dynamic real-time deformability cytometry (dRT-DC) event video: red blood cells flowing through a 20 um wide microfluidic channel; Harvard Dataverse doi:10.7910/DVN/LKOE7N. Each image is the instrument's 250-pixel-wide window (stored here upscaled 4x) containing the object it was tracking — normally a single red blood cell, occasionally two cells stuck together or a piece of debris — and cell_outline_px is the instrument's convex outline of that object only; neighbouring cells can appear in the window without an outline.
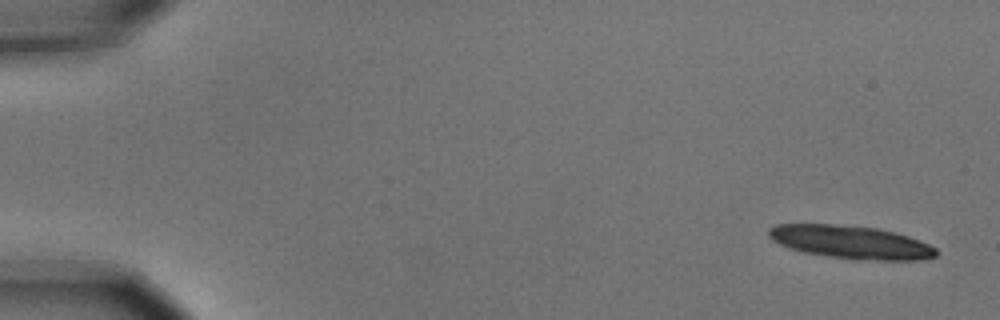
{"species": "common noctule bat (a hibernating species)", "species_latin": "Nyctalus noctula", "temperature_condition": "cold", "stored_images_in_passage": 6, "camera_frame_rate_fps": 3000, "um_per_image_px": 0.085, "animal": {"sex": "male", "body_mass_g": 15.6}, "frame": {"image": 1, "passage_image": 1, "time_ms": 0.0, "image_size_px": [1000, 320], "cell_outline_px": [[936, 256], [920, 260], [856, 260], [828, 256], [804, 252], [780, 244], [772, 240], [768, 236], [768, 228], [776, 224], [832, 224], [876, 228], [896, 232], [920, 240], [936, 248]], "centroid_in_image_um": [72.32, 20.58], "position_along_channel_um": 12.7, "area_um2": 32.25}}